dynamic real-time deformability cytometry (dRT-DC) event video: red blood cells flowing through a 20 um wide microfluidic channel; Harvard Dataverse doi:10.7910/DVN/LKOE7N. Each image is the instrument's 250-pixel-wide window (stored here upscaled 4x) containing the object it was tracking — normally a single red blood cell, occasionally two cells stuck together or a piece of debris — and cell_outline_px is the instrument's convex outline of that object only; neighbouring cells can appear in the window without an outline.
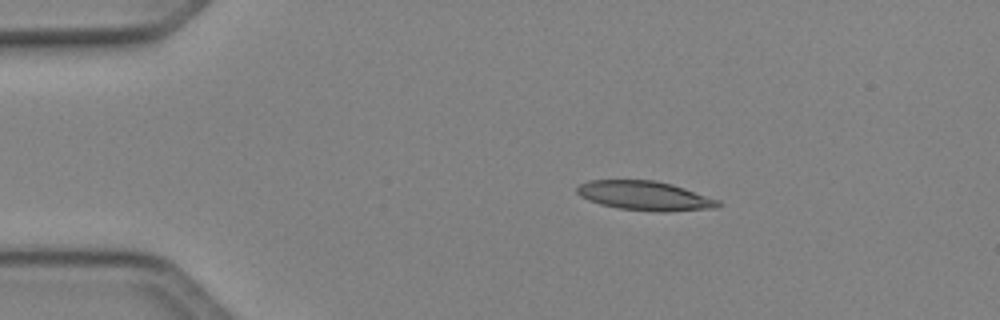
{"species": "Egyptian fruit bat (a non-hibernating species)", "species_latin": "Rousettus aegyptiacus", "temperature_condition": "cold", "stored_images_in_passage": 41, "camera_frame_rate_fps": 3000, "um_per_image_px": 0.085, "animal": {"sex": "female"}, "frame": {"image": 1, "passage_image": 1, "time_ms": 0.0, "image_size_px": [1000, 320], "cell_outline_px": [[724, 204], [716, 208], [664, 212], [656, 212], [620, 208], [600, 204], [580, 196], [576, 192], [576, 188], [580, 184], [588, 180], [656, 180], [672, 184], [720, 200]], "centroid_in_image_um": [54.84, 16.64], "position_along_channel_um": 30.2, "area_um2": 24.16}}
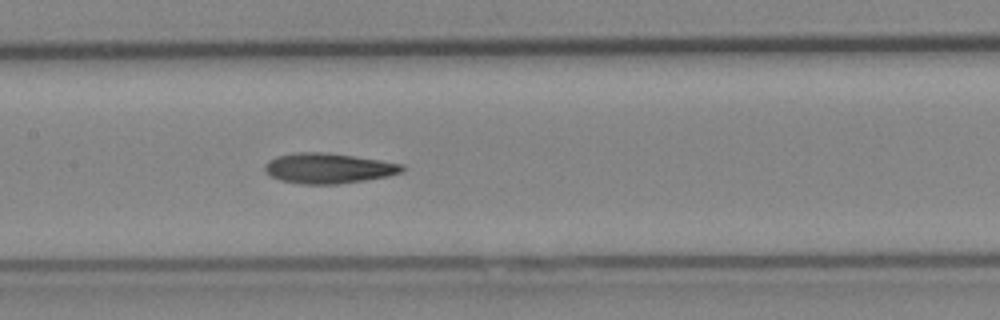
{"frame": {"image": 2, "passage_image": 16, "time_ms": 5.0, "image_size_px": [1000, 320], "cell_outline_px": [[404, 168], [400, 172], [388, 176], [364, 180], [336, 184], [300, 184], [280, 180], [272, 176], [264, 168], [264, 164], [268, 160], [280, 156], [296, 152], [324, 152], [380, 160], [404, 164]], "centroid_in_image_um": [27.9, 14.3], "position_along_channel_um": 179.5, "area_um2": 23.93}}
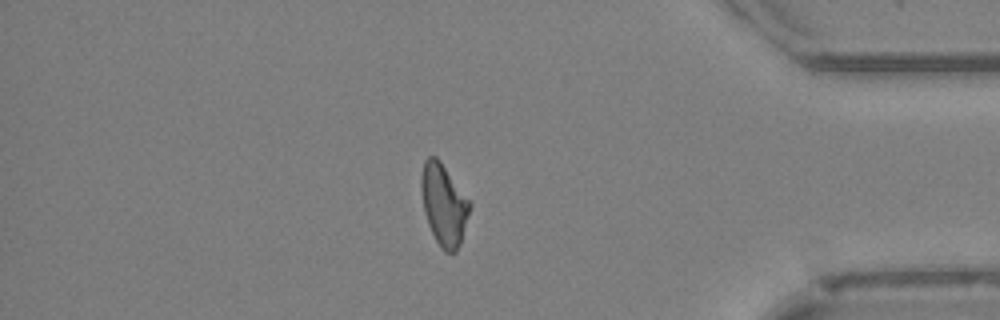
{"frame": {"image": 3, "passage_image": 34, "time_ms": 11.0, "image_size_px": [1000, 320], "cell_outline_px": [[472, 204], [460, 244], [456, 252], [444, 252], [440, 248], [428, 224], [424, 212], [420, 188], [420, 176], [424, 160], [428, 156], [436, 156], [440, 160]], "centroid_in_image_um": [37.71, 17.38], "position_along_channel_um": 397.5, "area_um2": 23.12}, "authors_computed_cell_mechanics": {"area_um2": 23.3512, "velocity_mm_per_s": 4.1398, "shape_relaxation_time_tau1_ms": null, "shape_relaxation_time_tau2_ms": 6.4901, "deformation_change_tau1": null, "deformation_change_tau2": 0.1606}}